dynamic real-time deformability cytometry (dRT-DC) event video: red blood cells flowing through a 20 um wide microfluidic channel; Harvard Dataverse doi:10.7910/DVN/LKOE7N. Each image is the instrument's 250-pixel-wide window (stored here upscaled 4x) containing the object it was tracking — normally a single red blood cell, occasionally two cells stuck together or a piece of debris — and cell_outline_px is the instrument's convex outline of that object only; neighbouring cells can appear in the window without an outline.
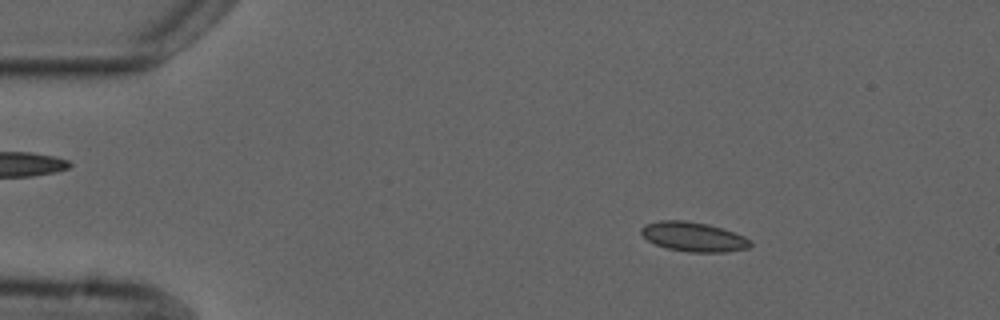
{"species": "common noctule bat (a hibernating species)", "species_latin": "Nyctalus noctula", "temperature_condition": "cold", "stored_images_in_passage": 4, "camera_frame_rate_fps": 3000, "um_per_image_px": 0.085, "animal": {"sex": "male", "forearm_length_mm": 52.5}, "frame": {"image": 1, "passage_image": 2, "time_ms": 1.333, "image_size_px": [1000, 320], "cell_outline_px": [[752, 244], [748, 248], [724, 252], [688, 252], [668, 248], [656, 244], [648, 240], [640, 232], [640, 228], [644, 224], [660, 220], [684, 220], [708, 224], [744, 236], [752, 240]], "centroid_in_image_um": [58.94, 20.12], "position_along_channel_um": 26.1, "area_um2": 18.67}}